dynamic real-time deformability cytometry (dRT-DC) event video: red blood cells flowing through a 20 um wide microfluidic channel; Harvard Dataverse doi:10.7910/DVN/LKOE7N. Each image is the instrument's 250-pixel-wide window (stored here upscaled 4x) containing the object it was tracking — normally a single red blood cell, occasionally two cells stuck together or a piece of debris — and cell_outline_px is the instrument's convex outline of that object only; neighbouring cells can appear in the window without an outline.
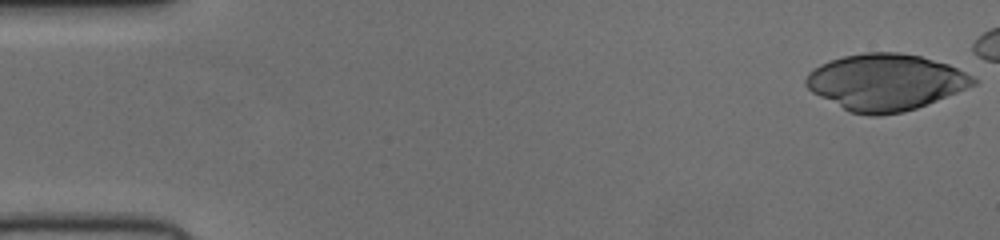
{"species": "human", "species_latin": "Homo sapiens", "temperature_condition": "cold", "stored_images_in_passage": 46, "camera_frame_rate_fps": 3000, "um_per_image_px": 0.085, "donor": {"sex": "female"}, "frame": {"image": 1, "passage_image": 1, "time_ms": 0.0, "image_size_px": [1000, 240], "cell_outline_px": [[976, 84], [916, 108], [904, 112], [880, 116], [868, 116], [848, 112], [812, 92], [804, 84], [804, 80], [808, 72], [820, 64], [844, 56], [864, 52], [896, 52], [920, 56], [948, 64], [972, 76], [976, 80]], "centroid_in_image_um": [75.21, 6.99], "position_along_channel_um": 9.8, "area_um2": 54.85}}